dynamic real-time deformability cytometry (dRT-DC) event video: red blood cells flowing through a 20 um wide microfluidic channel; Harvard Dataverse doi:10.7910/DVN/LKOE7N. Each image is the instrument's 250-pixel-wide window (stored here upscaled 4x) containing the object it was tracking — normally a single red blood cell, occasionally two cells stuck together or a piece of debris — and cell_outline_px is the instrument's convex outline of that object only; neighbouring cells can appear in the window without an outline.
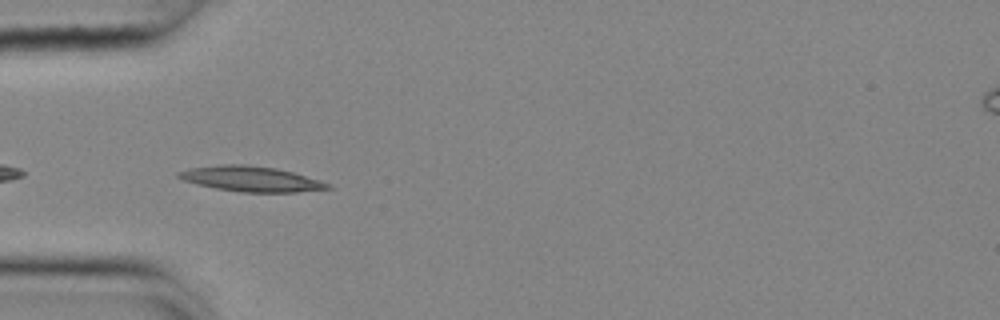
{"species": "common noctule bat (a hibernating species)", "species_latin": "Nyctalus noctula", "temperature_condition": "cold", "stored_images_in_passage": 40, "camera_frame_rate_fps": 3000, "um_per_image_px": 0.085, "animal": {"sex": "female", "body_mass_g": 25.1}, "frame": {"image": 1, "passage_image": 2, "time_ms": 0.333, "image_size_px": [1000, 320], "cell_outline_px": [[332, 188], [296, 192], [240, 192], [216, 188], [196, 184], [184, 180], [176, 176], [176, 172], [188, 168], [220, 164], [244, 164], [276, 168], [292, 172], [320, 180], [332, 184]], "centroid_in_image_um": [21.31, 15.2], "position_along_channel_um": 63.7, "area_um2": 22.02}}
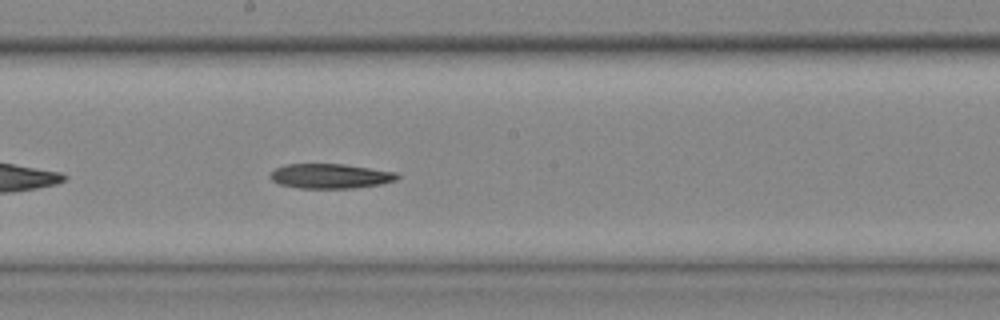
{"frame": {"image": 2, "passage_image": 15, "time_ms": 4.667, "image_size_px": [1000, 320], "cell_outline_px": [[400, 176], [396, 180], [380, 184], [352, 188], [300, 188], [280, 184], [272, 180], [268, 176], [276, 168], [284, 164], [344, 164], [396, 172]], "centroid_in_image_um": [28.07, 14.96], "position_along_channel_um": 220.1, "area_um2": 18.21}}
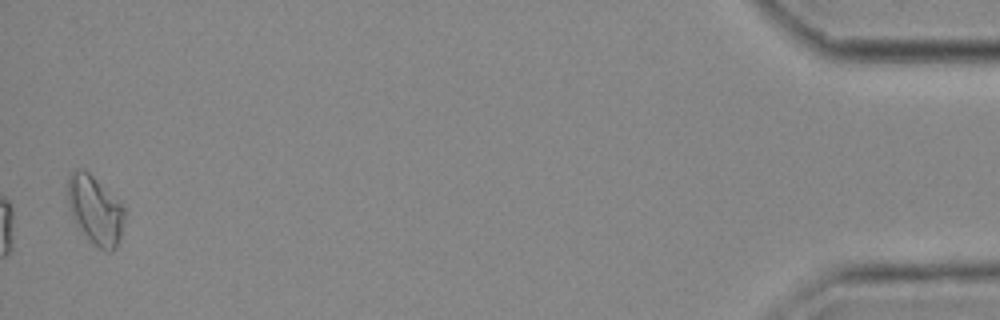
{"frame": {"image": 3, "passage_image": 39, "time_ms": 12.667, "image_size_px": [1000, 320], "cell_outline_px": [[124, 220], [120, 240], [116, 248], [112, 252], [108, 252], [100, 248], [88, 240], [72, 216], [68, 208], [68, 176], [72, 172], [80, 168], [84, 168], [120, 200], [124, 208]], "centroid_in_image_um": [8.11, 17.85], "position_along_channel_um": 427.1, "area_um2": 22.83}}